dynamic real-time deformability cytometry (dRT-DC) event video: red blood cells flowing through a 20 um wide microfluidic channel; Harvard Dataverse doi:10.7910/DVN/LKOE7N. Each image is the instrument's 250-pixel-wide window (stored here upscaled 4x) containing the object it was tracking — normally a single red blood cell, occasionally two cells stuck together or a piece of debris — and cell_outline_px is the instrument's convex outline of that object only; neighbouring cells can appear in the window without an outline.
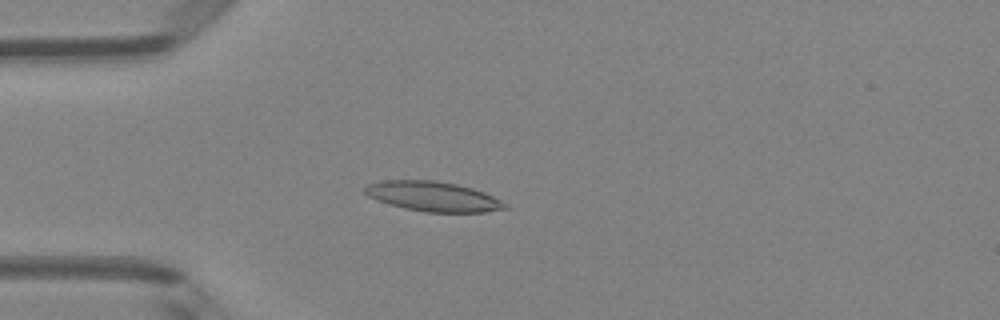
{"species": "Egyptian fruit bat (a non-hibernating species)", "species_latin": "Rousettus aegyptiacus", "temperature_condition": "room temperature", "stored_images_in_passage": 49, "camera_frame_rate_fps": 3000, "um_per_image_px": 0.085, "animal": {"sex": "female"}, "frame": {"image": 1, "passage_image": 13, "time_ms": 4.0, "image_size_px": [1000, 320], "cell_outline_px": [[508, 208], [484, 212], [424, 212], [404, 208], [388, 204], [376, 200], [368, 196], [364, 192], [364, 188], [368, 184], [384, 180], [436, 180], [456, 184], [472, 188], [484, 192], [508, 204]], "centroid_in_image_um": [36.79, 16.7], "position_along_channel_um": 48.2, "area_um2": 24.39}}
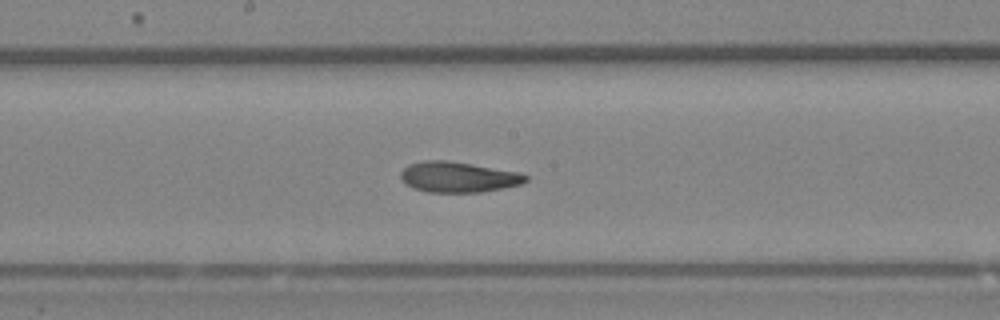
{"frame": {"image": 2, "passage_image": 26, "time_ms": 8.333, "image_size_px": [1000, 320], "cell_outline_px": [[528, 180], [520, 184], [504, 188], [480, 192], [428, 192], [412, 188], [404, 184], [400, 180], [400, 172], [408, 164], [424, 160], [448, 160], [520, 172], [528, 176]], "centroid_in_image_um": [38.91, 15.04], "position_along_channel_um": 209.3, "area_um2": 22.48}}
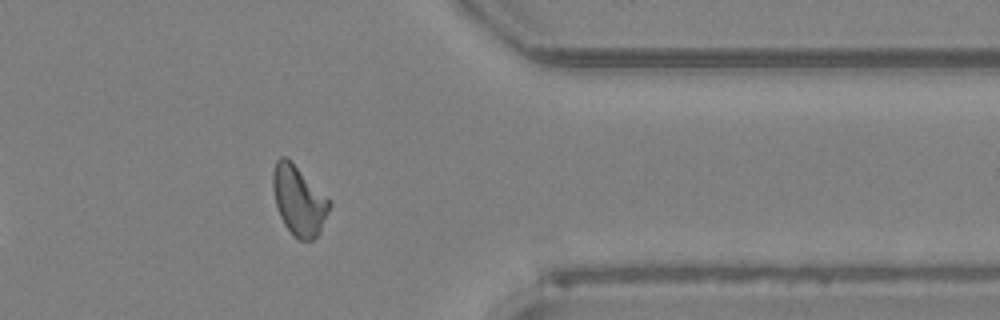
{"frame": {"image": 3, "passage_image": 40, "time_ms": 13.0, "image_size_px": [1000, 320], "cell_outline_px": [[332, 204], [320, 232], [312, 240], [300, 240], [284, 224], [280, 216], [276, 204], [272, 188], [272, 172], [276, 160], [280, 156], [284, 156], [332, 200]], "centroid_in_image_um": [25.41, 17.04], "position_along_channel_um": 386.0, "area_um2": 22.66}, "authors_computed_cell_mechanics": {"area_um2": 22.7732, "velocity_mm_per_s": 4.0752, "shape_relaxation_time_tau1_ms": 6.9106, "shape_relaxation_time_tau2_ms": 3.0914, "deformation_change_tau1": 0.1848, "deformation_change_tau2": 0.1072}}